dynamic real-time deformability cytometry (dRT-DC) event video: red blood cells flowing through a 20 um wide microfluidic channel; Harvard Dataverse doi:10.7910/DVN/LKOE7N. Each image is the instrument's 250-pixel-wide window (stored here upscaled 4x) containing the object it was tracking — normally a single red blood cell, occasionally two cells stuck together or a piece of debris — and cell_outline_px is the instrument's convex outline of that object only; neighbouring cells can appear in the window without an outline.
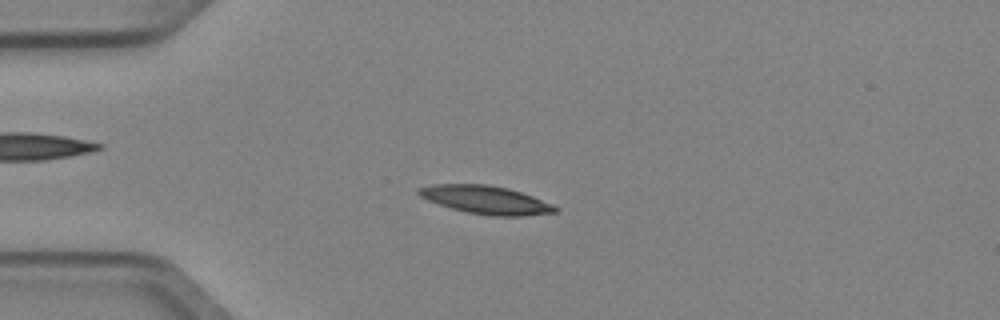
{"species": "Egyptian fruit bat (a non-hibernating species)", "species_latin": "Rousettus aegyptiacus", "temperature_condition": "cold", "stored_images_in_passage": 3, "camera_frame_rate_fps": 3000, "um_per_image_px": 0.085, "animal": {"sex": "female"}, "frame": {"image": 1, "passage_image": 3, "time_ms": 0.667, "image_size_px": [1000, 320], "cell_outline_px": [[560, 208], [556, 212], [524, 216], [492, 216], [468, 212], [452, 208], [428, 200], [420, 196], [416, 192], [416, 188], [432, 184], [488, 184], [508, 188], [532, 196], [552, 204]], "centroid_in_image_um": [41.29, 16.98], "position_along_channel_um": 43.7, "area_um2": 22.37}}